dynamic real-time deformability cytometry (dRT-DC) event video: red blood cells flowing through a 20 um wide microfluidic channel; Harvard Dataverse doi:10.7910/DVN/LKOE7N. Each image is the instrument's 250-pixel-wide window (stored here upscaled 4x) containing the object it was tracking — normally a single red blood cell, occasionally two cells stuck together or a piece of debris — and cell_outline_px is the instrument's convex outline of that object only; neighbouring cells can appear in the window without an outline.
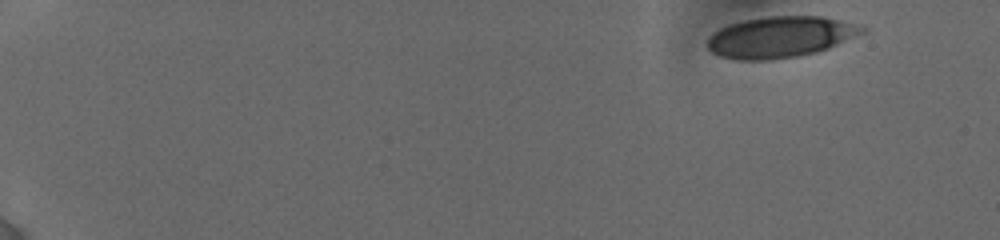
{"species": "human", "species_latin": "Homo sapiens", "temperature_condition": "cold", "stored_images_in_passage": 7, "camera_frame_rate_fps": 3000, "um_per_image_px": 0.085, "donor": {"sex": "female"}, "frame": {"image": 1, "passage_image": 1, "time_ms": 0.0, "image_size_px": [1000, 240], "cell_outline_px": [[868, 32], [828, 48], [816, 52], [796, 56], [772, 60], [736, 60], [720, 56], [712, 52], [708, 48], [708, 36], [712, 32], [728, 24], [744, 20], [768, 16], [820, 16], [864, 24], [868, 28]], "centroid_in_image_um": [66.39, 3.13], "position_along_channel_um": 18.6, "area_um2": 37.63}}
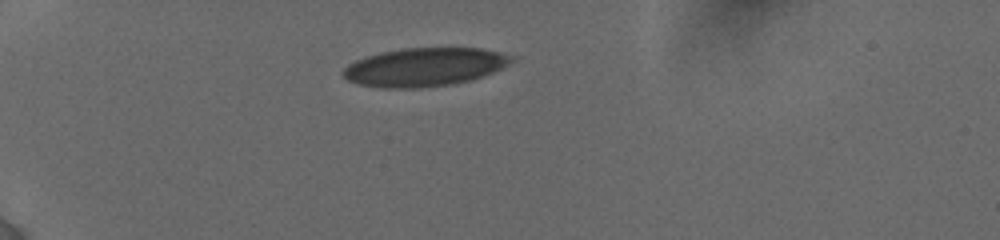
{"frame": {"image": 2, "passage_image": 5, "time_ms": 4.0, "image_size_px": [1000, 240], "cell_outline_px": [[516, 60], [484, 76], [472, 80], [452, 84], [420, 88], [380, 88], [360, 84], [348, 80], [340, 72], [348, 64], [356, 60], [380, 52], [404, 48], [480, 48], [500, 52], [516, 56]], "centroid_in_image_um": [36.1, 5.7], "position_along_channel_um": 48.9, "area_um2": 37.86}}
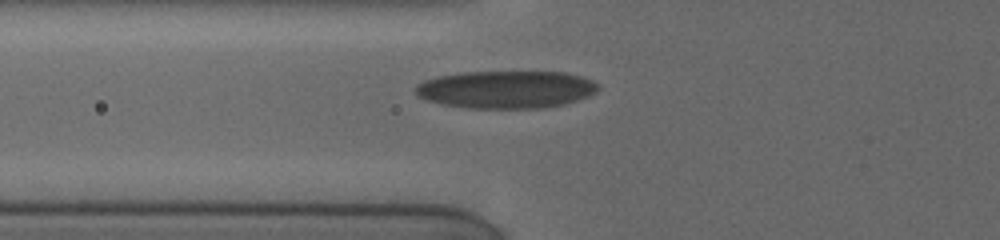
{"frame": {"image": 3, "passage_image": 7, "time_ms": 6.0, "image_size_px": [1000, 240], "cell_outline_px": [[600, 88], [596, 92], [588, 96], [564, 104], [544, 108], [468, 108], [440, 104], [428, 100], [420, 96], [412, 88], [416, 84], [424, 80], [436, 76], [460, 72], [568, 72], [592, 80], [600, 84]], "centroid_in_image_um": [43.01, 7.6], "position_along_channel_um": 82.8, "area_um2": 40.34}}